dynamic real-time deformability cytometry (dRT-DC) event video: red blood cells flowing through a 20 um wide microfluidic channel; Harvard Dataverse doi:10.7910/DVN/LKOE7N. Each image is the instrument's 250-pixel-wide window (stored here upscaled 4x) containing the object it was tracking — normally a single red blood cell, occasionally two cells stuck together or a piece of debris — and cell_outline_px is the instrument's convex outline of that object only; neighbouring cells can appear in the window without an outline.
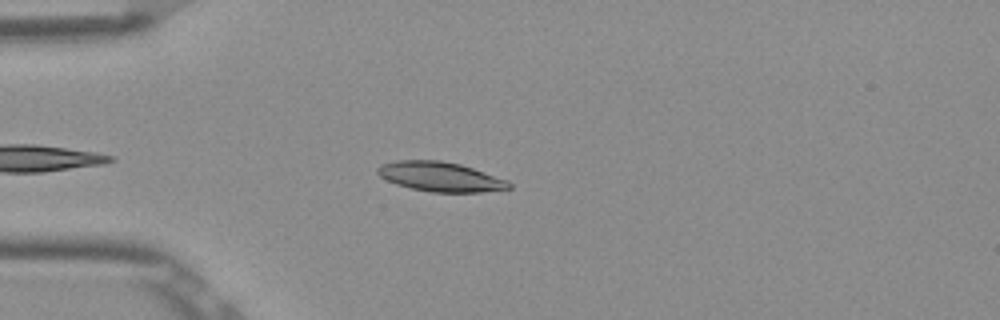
{"species": "Egyptian fruit bat (a non-hibernating species)", "species_latin": "Rousettus aegyptiacus", "temperature_condition": "room temperature", "stored_images_in_passage": 41, "camera_frame_rate_fps": 3000, "um_per_image_px": 0.085, "frame": {"image": 1, "passage_image": 6, "time_ms": 1.667, "image_size_px": [1000, 320], "cell_outline_px": [[512, 188], [480, 192], [432, 192], [412, 188], [396, 184], [380, 176], [376, 172], [376, 168], [380, 164], [396, 160], [440, 160], [460, 164], [508, 180], [512, 184]], "centroid_in_image_um": [37.42, 15.01], "position_along_channel_um": 47.6, "area_um2": 22.6}}
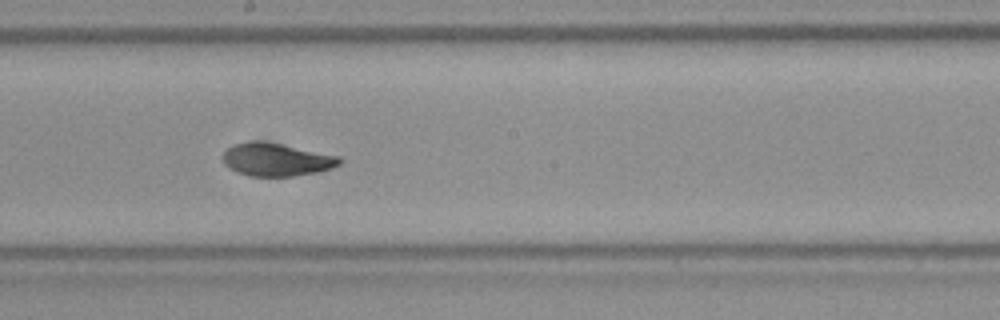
{"frame": {"image": 2, "passage_image": 21, "time_ms": 6.667, "image_size_px": [1000, 320], "cell_outline_px": [[344, 160], [340, 164], [332, 168], [316, 172], [292, 176], [252, 176], [236, 172], [228, 168], [224, 164], [224, 152], [232, 144], [252, 140], [260, 140], [340, 156]], "centroid_in_image_um": [23.49, 13.56], "position_along_channel_um": 224.7, "area_um2": 22.43}}
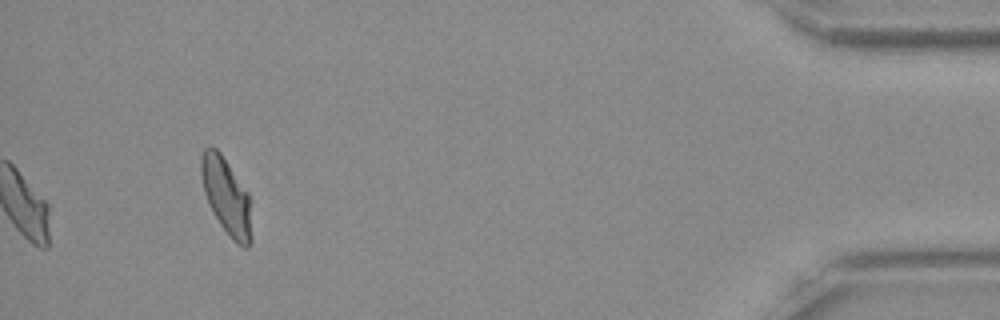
{"frame": {"image": 3, "passage_image": 41, "time_ms": 13.333, "image_size_px": [1000, 320], "cell_outline_px": [[252, 240], [248, 248], [244, 248], [236, 244], [228, 236], [212, 212], [208, 204], [204, 192], [200, 176], [200, 160], [204, 148], [216, 148], [220, 152], [248, 192]], "centroid_in_image_um": [19.23, 16.72], "position_along_channel_um": 416.0, "area_um2": 22.6}, "authors_computed_cell_mechanics": {"area_um2": 21.964, "velocity_mm_per_s": 3.877, "shape_relaxation_time_tau1_ms": 3.7146, "shape_relaxation_time_tau2_ms": 1.8443, "deformation_change_tau1": 0.1424, "deformation_change_tau2": 0.0473}}